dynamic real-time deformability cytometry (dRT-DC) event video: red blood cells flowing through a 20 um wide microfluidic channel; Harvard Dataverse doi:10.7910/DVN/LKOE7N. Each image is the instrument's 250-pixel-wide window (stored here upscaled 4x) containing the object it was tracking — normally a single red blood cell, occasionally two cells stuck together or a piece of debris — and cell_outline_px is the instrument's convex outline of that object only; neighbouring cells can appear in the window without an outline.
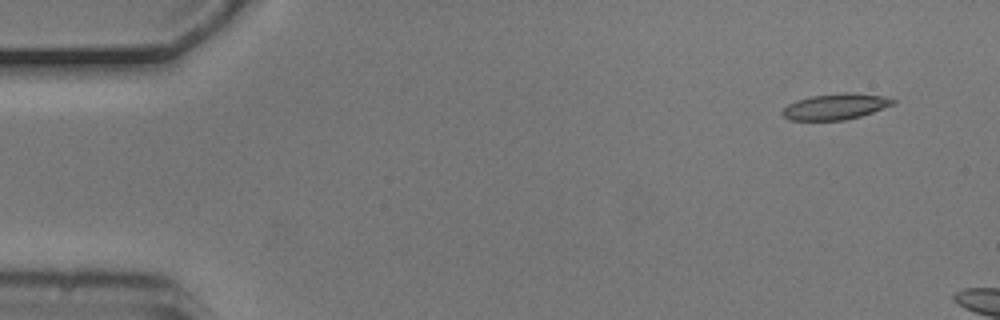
{"species": "common noctule bat (a hibernating species)", "species_latin": "Nyctalus noctula", "temperature_condition": "cold", "stored_images_in_passage": 5, "camera_frame_rate_fps": 3000, "um_per_image_px": 0.085, "animal": {"sex": "male", "body_mass_g": 20.5, "forearm_length_mm": 52.5}, "frame": {"image": 1, "passage_image": 1, "time_ms": 0.0, "image_size_px": [1000, 320], "cell_outline_px": [[896, 104], [860, 116], [844, 120], [792, 120], [784, 116], [780, 112], [788, 104], [796, 100], [812, 96], [844, 92], [848, 92], [884, 96], [896, 100]], "centroid_in_image_um": [71.03, 9.05], "position_along_channel_um": 14.0, "area_um2": 16.65}}
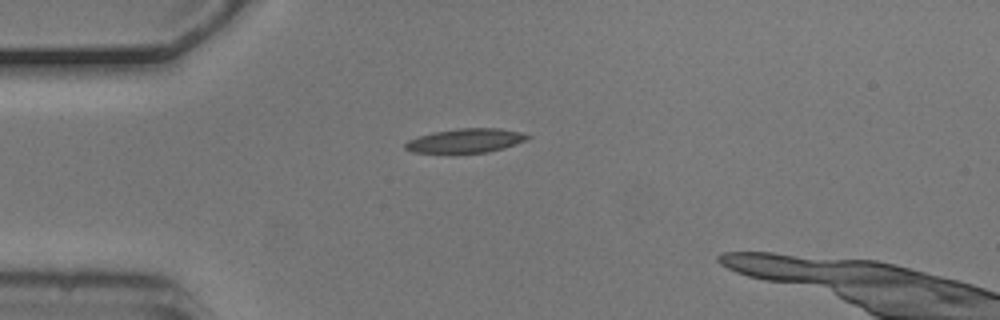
{"frame": {"image": 2, "passage_image": 3, "time_ms": 0.667, "image_size_px": [1000, 320], "cell_outline_px": [[532, 136], [516, 144], [504, 148], [488, 152], [452, 156], [412, 152], [404, 148], [404, 144], [408, 140], [416, 136], [432, 132], [460, 128], [500, 128], [520, 132]], "centroid_in_image_um": [39.48, 12.01], "position_along_channel_um": 45.5, "area_um2": 18.15}}
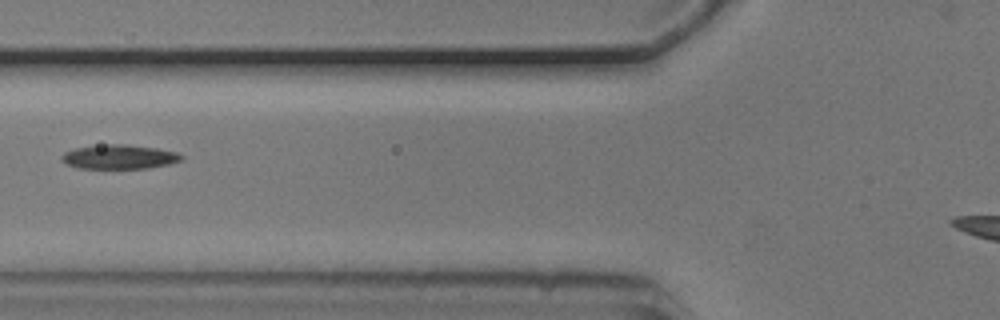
{"frame": {"image": 3, "passage_image": 5, "time_ms": 1.333, "image_size_px": [1000, 320], "cell_outline_px": [[184, 160], [168, 164], [148, 168], [76, 168], [64, 164], [60, 160], [60, 156], [64, 152], [76, 148], [108, 144], [128, 144], [156, 148], [176, 152], [184, 156]], "centroid_in_image_um": [10.11, 13.33], "position_along_channel_um": 115.7, "area_um2": 17.05}}